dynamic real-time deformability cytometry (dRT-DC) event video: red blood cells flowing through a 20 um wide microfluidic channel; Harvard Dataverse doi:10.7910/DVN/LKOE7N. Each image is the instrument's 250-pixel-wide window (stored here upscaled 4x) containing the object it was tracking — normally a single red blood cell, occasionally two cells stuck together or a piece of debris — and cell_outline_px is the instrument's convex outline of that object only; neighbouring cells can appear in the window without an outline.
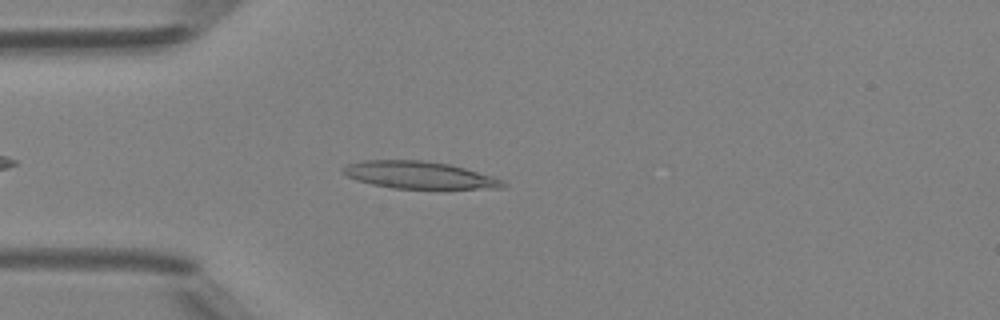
{"species": "Egyptian fruit bat (a non-hibernating species)", "species_latin": "Rousettus aegyptiacus", "temperature_condition": "room temperature", "stored_images_in_passage": 37, "camera_frame_rate_fps": 3000, "um_per_image_px": 0.085, "animal": {"sex": "female"}, "frame": {"image": 1, "passage_image": 5, "time_ms": 1.333, "image_size_px": [1000, 320], "cell_outline_px": [[508, 184], [504, 188], [392, 188], [372, 184], [356, 180], [340, 172], [340, 168], [348, 164], [364, 160], [424, 160], [452, 164], [492, 176], [504, 180]], "centroid_in_image_um": [35.63, 14.87], "position_along_channel_um": 49.4, "area_um2": 25.49}}
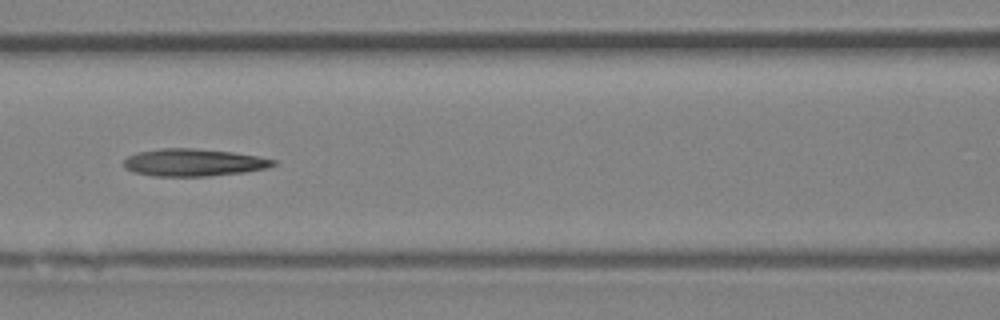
{"frame": {"image": 2, "passage_image": 13, "time_ms": 4.0, "image_size_px": [1000, 320], "cell_outline_px": [[276, 164], [268, 168], [244, 172], [208, 176], [152, 176], [132, 172], [124, 168], [124, 160], [128, 156], [136, 152], [160, 148], [192, 148], [232, 152], [256, 156], [276, 160]], "centroid_in_image_um": [16.41, 13.81], "position_along_channel_um": 150.2, "area_um2": 23.93}}
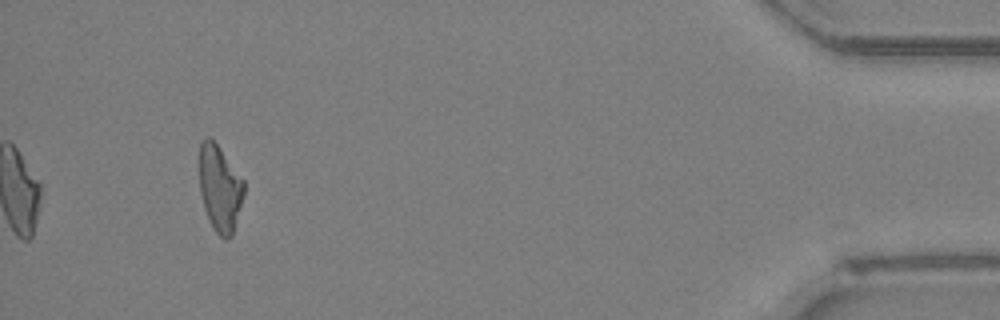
{"frame": {"image": 3, "passage_image": 37, "time_ms": 12.0, "image_size_px": [1000, 320], "cell_outline_px": [[244, 196], [232, 236], [228, 240], [220, 236], [216, 232], [204, 208], [200, 192], [200, 140], [204, 136], [208, 136], [216, 144], [244, 180]], "centroid_in_image_um": [18.69, 16.0], "position_along_channel_um": 416.5, "area_um2": 22.2}, "authors_computed_cell_mechanics": {"area_um2": 23.4668, "velocity_mm_per_s": 4.2437, "shape_relaxation_time_tau1_ms": 9.9056, "shape_relaxation_time_tau2_ms": null, "deformation_change_tau1": 0.2553, "deformation_change_tau2": null}}